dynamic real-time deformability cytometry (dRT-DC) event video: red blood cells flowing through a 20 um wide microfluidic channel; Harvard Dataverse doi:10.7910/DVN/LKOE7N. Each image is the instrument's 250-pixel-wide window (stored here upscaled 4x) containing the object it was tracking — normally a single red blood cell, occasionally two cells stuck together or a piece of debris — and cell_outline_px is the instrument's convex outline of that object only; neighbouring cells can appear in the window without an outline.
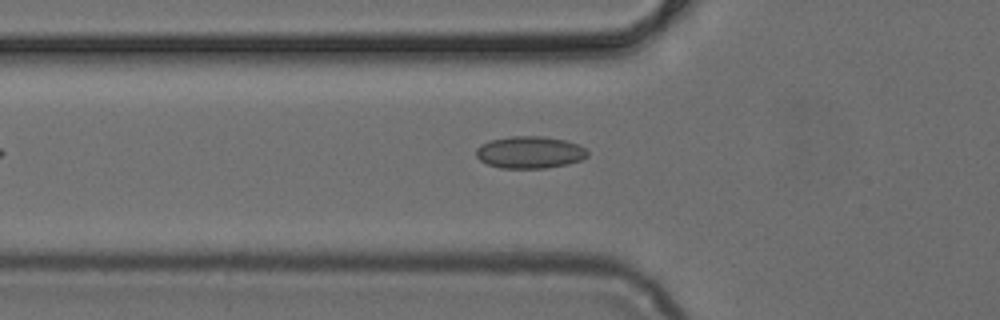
{"species": "common noctule bat (a hibernating species)", "species_latin": "Nyctalus noctula", "temperature_condition": "cold", "stored_images_in_passage": 30, "camera_frame_rate_fps": 3000, "um_per_image_px": 0.085, "animal": {"sex": "female", "body_mass_g": 24.6, "forearm_length_mm": 56.2}, "frame": {"image": 1, "passage_image": 3, "time_ms": 0.667, "image_size_px": [1000, 320], "cell_outline_px": [[588, 156], [580, 160], [568, 164], [544, 168], [500, 168], [488, 164], [480, 160], [476, 156], [476, 148], [480, 144], [492, 140], [512, 136], [540, 136], [564, 140], [576, 144], [584, 148], [588, 152]], "centroid_in_image_um": [45.01, 12.95], "position_along_channel_um": 80.8, "area_um2": 20.69}}
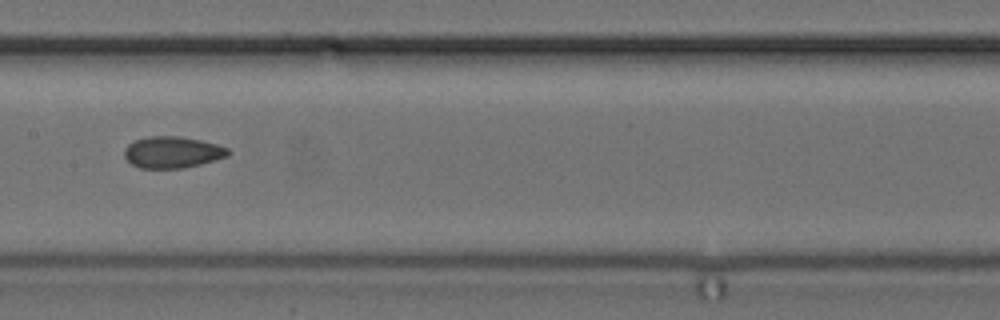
{"frame": {"image": 2, "passage_image": 11, "time_ms": 3.333, "image_size_px": [1000, 320], "cell_outline_px": [[232, 152], [228, 156], [200, 164], [184, 168], [140, 168], [132, 164], [124, 156], [124, 148], [128, 144], [136, 140], [148, 136], [180, 136], [200, 140], [216, 144], [228, 148]], "centroid_in_image_um": [14.66, 12.94], "position_along_channel_um": 192.7, "area_um2": 19.07}}
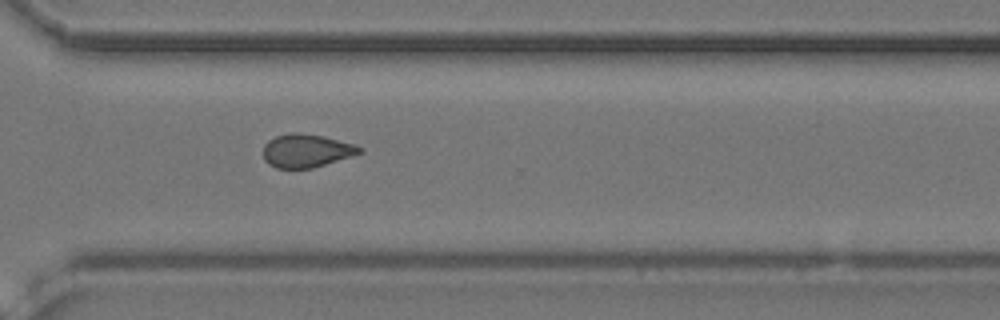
{"frame": {"image": 3, "passage_image": 22, "time_ms": 7.0, "image_size_px": [1000, 320], "cell_outline_px": [[364, 152], [352, 156], [312, 168], [276, 168], [268, 164], [264, 160], [264, 144], [268, 140], [276, 136], [288, 132], [300, 132], [324, 136], [356, 144], [364, 148]], "centroid_in_image_um": [26.06, 12.79], "position_along_channel_um": 344.5, "area_um2": 18.96}}